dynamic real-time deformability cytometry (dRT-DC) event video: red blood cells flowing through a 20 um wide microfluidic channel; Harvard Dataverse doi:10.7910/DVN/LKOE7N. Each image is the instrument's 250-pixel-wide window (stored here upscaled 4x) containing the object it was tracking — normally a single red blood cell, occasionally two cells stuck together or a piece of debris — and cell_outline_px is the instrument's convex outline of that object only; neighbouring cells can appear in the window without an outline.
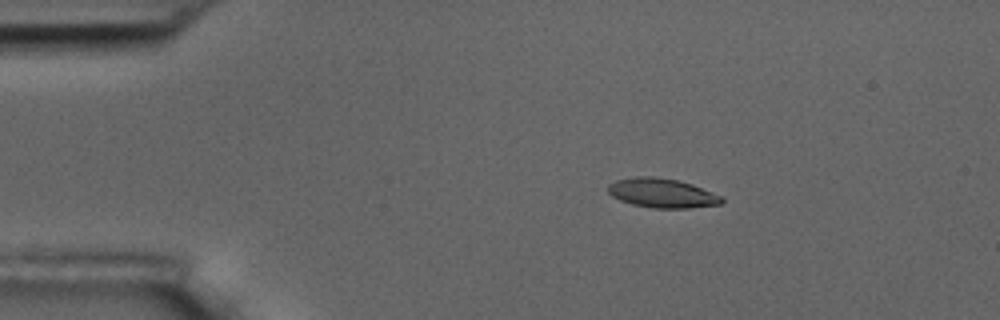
{"species": "common noctule bat (a hibernating species)", "species_latin": "Nyctalus noctula", "temperature_condition": "room temperature", "stored_images_in_passage": 5, "camera_frame_rate_fps": 3000, "um_per_image_px": 0.085, "animal": {"sex": "male", "body_mass_g": 17.5, "forearm_length_mm": 52.3}, "frame": {"image": 1, "passage_image": 3, "time_ms": 2.333, "image_size_px": [1000, 320], "cell_outline_px": [[724, 200], [720, 204], [688, 208], [652, 208], [632, 204], [620, 200], [612, 196], [608, 192], [608, 184], [616, 180], [636, 176], [652, 176], [676, 180], [692, 184], [724, 196]], "centroid_in_image_um": [56.28, 16.41], "position_along_channel_um": 28.7, "area_um2": 19.48}}
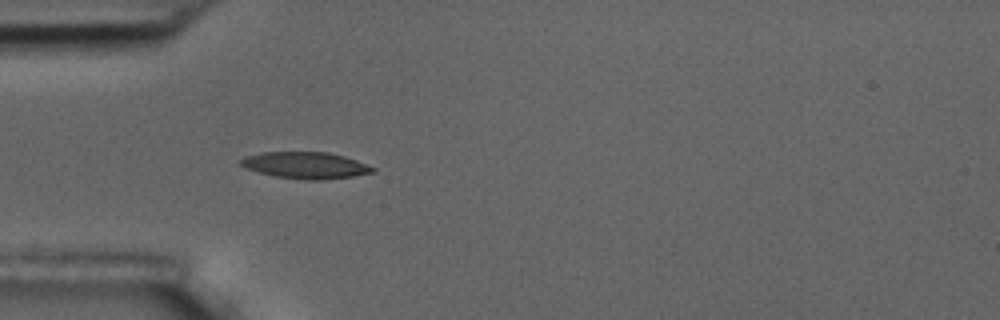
{"frame": {"image": 2, "passage_image": 5, "time_ms": 4.667, "image_size_px": [1000, 320], "cell_outline_px": [[376, 172], [352, 176], [320, 180], [304, 180], [272, 176], [244, 168], [240, 164], [240, 160], [244, 156], [264, 152], [328, 152], [344, 156], [356, 160], [376, 168]], "centroid_in_image_um": [25.95, 14.05], "position_along_channel_um": 59.0, "area_um2": 20.58}}